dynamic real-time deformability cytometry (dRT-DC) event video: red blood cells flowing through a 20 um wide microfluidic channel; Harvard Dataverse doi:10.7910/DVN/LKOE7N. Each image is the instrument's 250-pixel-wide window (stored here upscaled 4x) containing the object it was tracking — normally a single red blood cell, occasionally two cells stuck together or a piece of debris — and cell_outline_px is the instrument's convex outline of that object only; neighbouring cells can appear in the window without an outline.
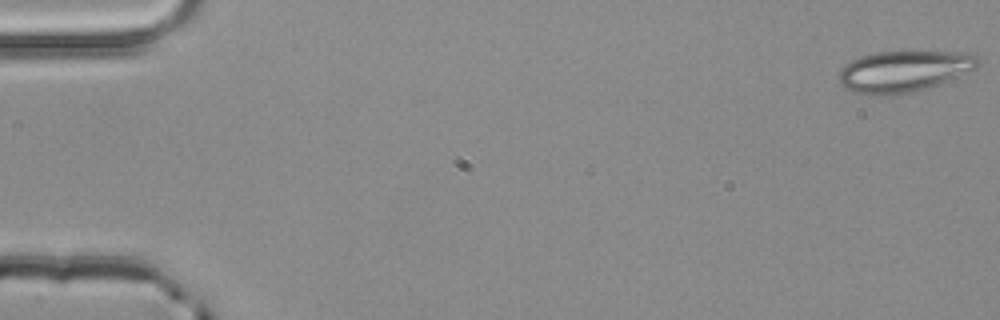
{"species": "common noctule bat (a hibernating species)", "species_latin": "Nyctalus noctula", "temperature_condition": "room temperature", "stored_images_in_passage": 4, "camera_frame_rate_fps": 3000, "um_per_image_px": 0.085, "animal": {"sex": "male", "body_mass_g": 20.4}, "frame": {"image": 1, "passage_image": 1, "time_ms": 0.0, "image_size_px": [1000, 320], "cell_outline_px": [[980, 64], [976, 68], [928, 88], [912, 92], [892, 96], [872, 96], [856, 92], [844, 88], [840, 84], [836, 76], [840, 68], [844, 64], [860, 56], [876, 52], [904, 48], [908, 48], [972, 52], [980, 60]], "centroid_in_image_um": [76.82, 6.0], "position_along_channel_um": 8.2, "area_um2": 35.26}}